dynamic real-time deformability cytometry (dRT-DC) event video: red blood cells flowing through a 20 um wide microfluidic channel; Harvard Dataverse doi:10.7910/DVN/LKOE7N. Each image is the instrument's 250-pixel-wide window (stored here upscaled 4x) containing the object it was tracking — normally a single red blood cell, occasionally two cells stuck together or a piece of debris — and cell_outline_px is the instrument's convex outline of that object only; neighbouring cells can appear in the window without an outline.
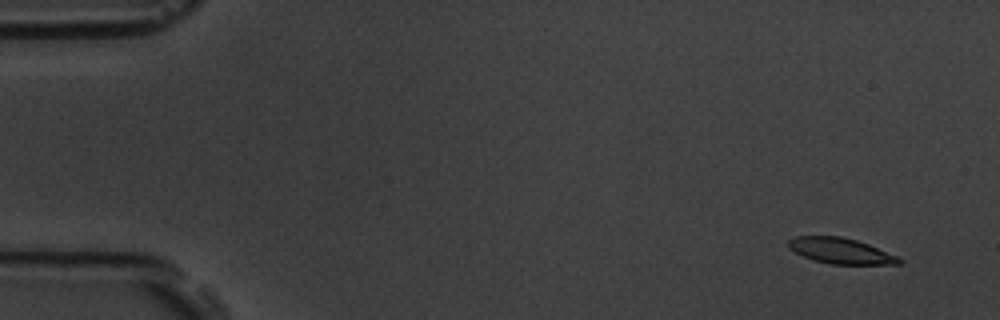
{"species": "common noctule bat (a hibernating species)", "species_latin": "Nyctalus noctula", "temperature_condition": "room temperature", "stored_images_in_passage": 7, "camera_frame_rate_fps": 3000, "um_per_image_px": 0.085, "animal": {"sex": "male", "body_mass_g": 19.5, "forearm_length_mm": 54.6}, "frame": {"image": 1, "passage_image": 2, "time_ms": 1.0, "image_size_px": [1000, 320], "cell_outline_px": [[904, 260], [900, 264], [832, 264], [816, 260], [804, 256], [788, 248], [788, 240], [796, 236], [840, 236], [856, 240], [868, 244], [896, 256]], "centroid_in_image_um": [71.45, 21.31], "position_along_channel_um": 13.5, "area_um2": 16.3}}
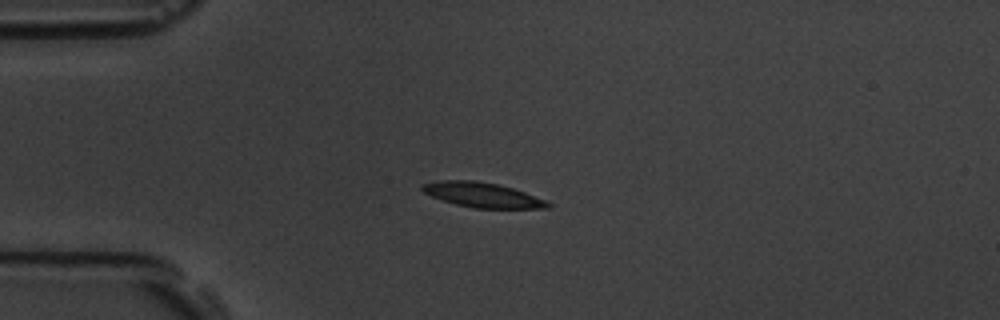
{"frame": {"image": 2, "passage_image": 5, "time_ms": 4.667, "image_size_px": [1000, 320], "cell_outline_px": [[552, 208], [476, 208], [456, 204], [432, 196], [424, 192], [420, 188], [420, 184], [440, 180], [476, 180], [496, 184], [512, 188], [548, 200], [552, 204]], "centroid_in_image_um": [41.03, 16.56], "position_along_channel_um": 44.0, "area_um2": 18.15}}
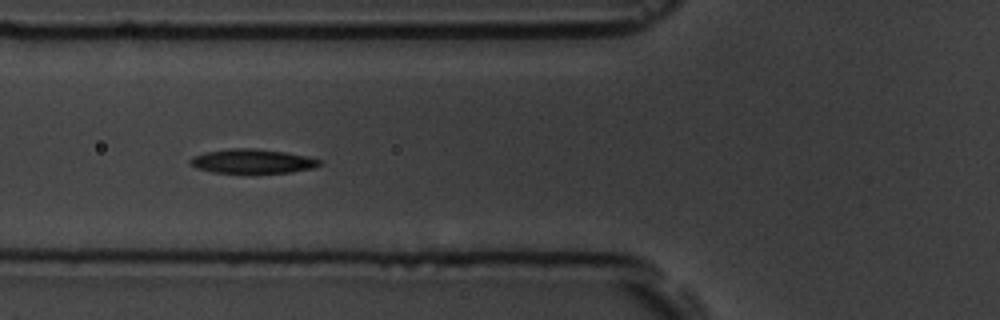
{"frame": {"image": 3, "passage_image": 7, "time_ms": 7.0, "image_size_px": [1000, 320], "cell_outline_px": [[324, 164], [312, 168], [288, 172], [212, 172], [196, 168], [188, 160], [192, 156], [204, 152], [232, 148], [252, 148], [284, 152], [308, 156], [320, 160]], "centroid_in_image_um": [21.44, 13.69], "position_along_channel_um": 104.4, "area_um2": 18.03}}